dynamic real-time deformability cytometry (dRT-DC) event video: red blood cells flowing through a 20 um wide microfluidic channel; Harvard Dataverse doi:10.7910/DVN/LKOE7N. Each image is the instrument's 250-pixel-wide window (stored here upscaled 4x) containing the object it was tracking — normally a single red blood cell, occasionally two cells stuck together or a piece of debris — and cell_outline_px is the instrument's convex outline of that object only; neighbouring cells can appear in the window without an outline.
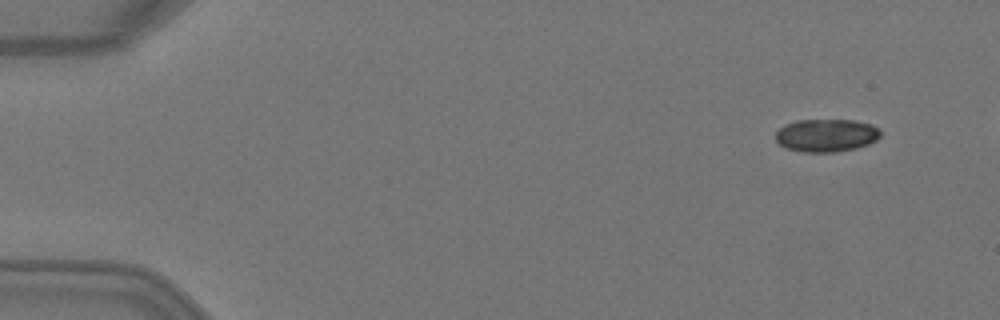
{"species": "Egyptian fruit bat (a non-hibernating species)", "species_latin": "Rousettus aegyptiacus", "temperature_condition": "warm", "stored_images_in_passage": 5, "camera_frame_rate_fps": 3000, "um_per_image_px": 0.085, "animal": {"sex": "female"}, "frame": {"image": 1, "passage_image": 1, "time_ms": 0.0, "image_size_px": [1000, 320], "cell_outline_px": [[880, 136], [876, 140], [868, 144], [856, 148], [836, 152], [804, 152], [788, 148], [780, 144], [776, 140], [776, 132], [784, 124], [796, 120], [856, 120], [872, 124], [880, 128]], "centroid_in_image_um": [70.26, 11.49], "position_along_channel_um": 14.7, "area_um2": 20.17}}